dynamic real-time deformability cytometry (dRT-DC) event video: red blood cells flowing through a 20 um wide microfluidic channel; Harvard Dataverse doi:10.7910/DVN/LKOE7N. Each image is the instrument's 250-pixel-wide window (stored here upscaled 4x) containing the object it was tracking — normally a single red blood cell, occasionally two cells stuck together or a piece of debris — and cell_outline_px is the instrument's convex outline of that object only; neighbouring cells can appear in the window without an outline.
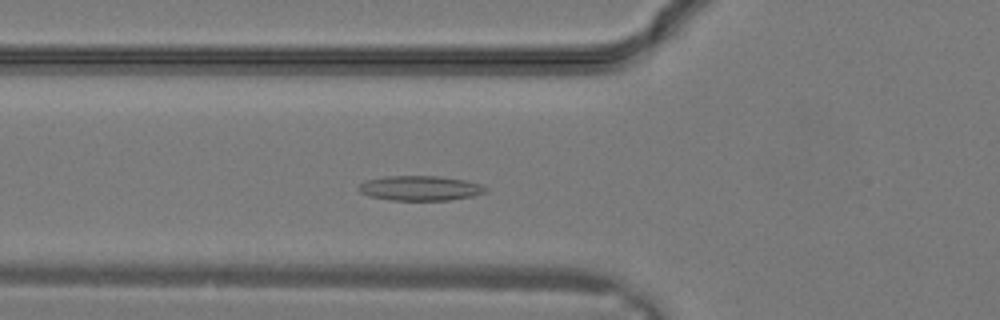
{"species": "common noctule bat (a hibernating species)", "species_latin": "Nyctalus noctula", "temperature_condition": "warm", "stored_images_in_passage": 14, "camera_frame_rate_fps": 3000, "um_per_image_px": 0.085, "animal": {"sex": "male", "body_mass_g": 19.2, "forearm_length_mm": 51.8}, "frame": {"image": 1, "passage_image": 8, "time_ms": 2.333, "image_size_px": [1000, 320], "cell_outline_px": [[488, 192], [472, 196], [452, 200], [392, 200], [368, 196], [360, 192], [356, 188], [364, 180], [384, 176], [436, 176], [464, 180], [480, 184], [488, 188]], "centroid_in_image_um": [35.69, 15.99], "position_along_channel_um": 90.1, "area_um2": 18.5}}
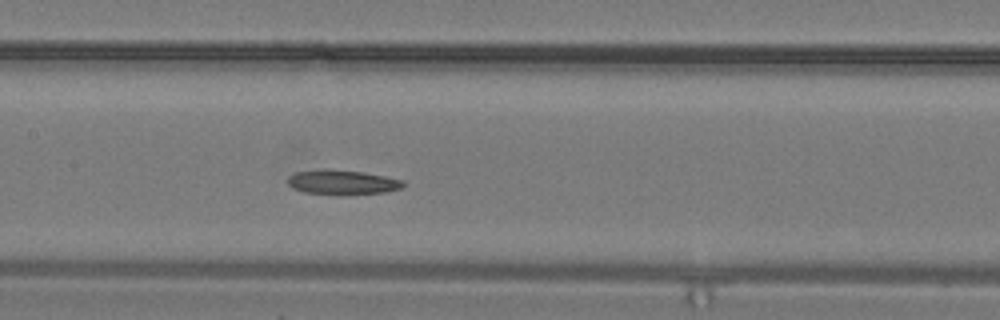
{"frame": {"image": 2, "passage_image": 12, "time_ms": 3.667, "image_size_px": [1000, 320], "cell_outline_px": [[404, 184], [400, 188], [384, 192], [340, 196], [304, 192], [292, 188], [288, 184], [288, 176], [296, 172], [364, 172], [404, 180]], "centroid_in_image_um": [29.13, 15.56], "position_along_channel_um": 178.3, "area_um2": 15.9}}
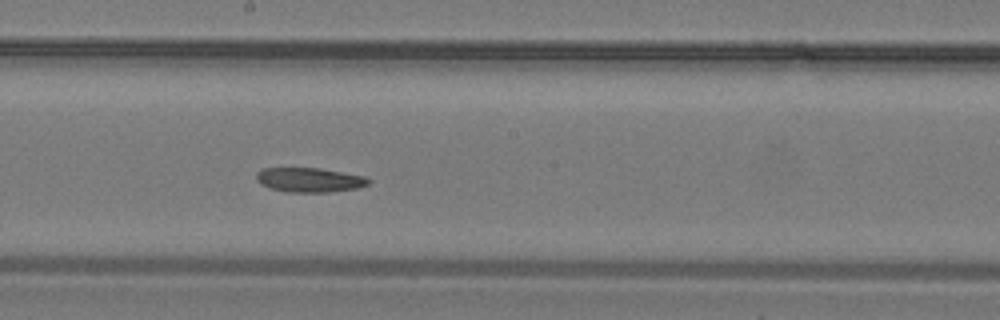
{"frame": {"image": 3, "passage_image": 14, "time_ms": 4.333, "image_size_px": [1000, 320], "cell_outline_px": [[372, 180], [368, 184], [356, 188], [328, 192], [288, 192], [268, 188], [260, 184], [256, 180], [256, 172], [260, 168], [320, 168], [364, 176]], "centroid_in_image_um": [26.25, 15.29], "position_along_channel_um": 221.9, "area_um2": 16.07}}